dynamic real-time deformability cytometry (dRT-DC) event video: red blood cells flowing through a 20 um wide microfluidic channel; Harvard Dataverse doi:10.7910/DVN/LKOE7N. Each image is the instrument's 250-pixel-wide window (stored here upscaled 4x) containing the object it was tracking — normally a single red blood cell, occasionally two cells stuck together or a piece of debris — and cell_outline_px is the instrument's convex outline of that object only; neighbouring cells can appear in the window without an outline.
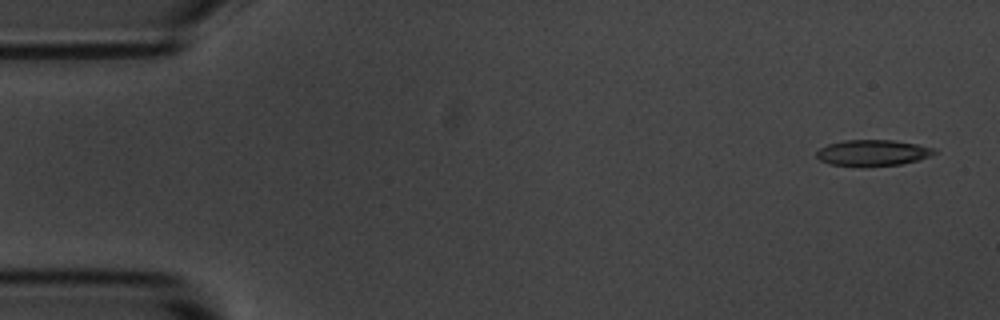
{"species": "common noctule bat (a hibernating species)", "species_latin": "Nyctalus noctula", "temperature_condition": "room temperature", "stored_images_in_passage": 5, "camera_frame_rate_fps": 3000, "um_per_image_px": 0.085, "animal": {"sex": "male", "body_mass_g": 20.1, "forearm_length_mm": 53.5}, "frame": {"image": 1, "passage_image": 1, "time_ms": 0.0, "image_size_px": [1000, 320], "cell_outline_px": [[940, 152], [932, 156], [920, 160], [900, 164], [864, 168], [860, 168], [832, 164], [820, 160], [816, 156], [816, 152], [820, 148], [828, 144], [844, 140], [892, 140], [916, 144], [936, 148]], "centroid_in_image_um": [74.23, 13.01], "position_along_channel_um": 10.8, "area_um2": 18.44}}
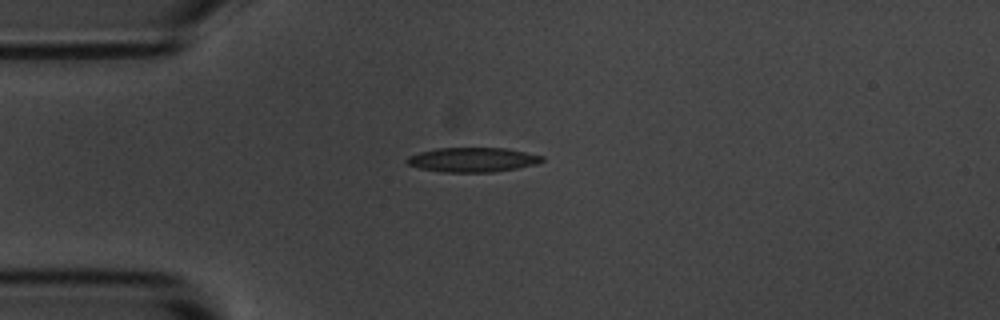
{"frame": {"image": 2, "passage_image": 4, "time_ms": 3.667, "image_size_px": [1000, 320], "cell_outline_px": [[544, 160], [540, 164], [492, 172], [444, 172], [420, 168], [408, 164], [404, 160], [408, 156], [420, 152], [436, 148], [508, 148], [544, 156]], "centroid_in_image_um": [40.2, 13.57], "position_along_channel_um": 44.8, "area_um2": 19.36}}